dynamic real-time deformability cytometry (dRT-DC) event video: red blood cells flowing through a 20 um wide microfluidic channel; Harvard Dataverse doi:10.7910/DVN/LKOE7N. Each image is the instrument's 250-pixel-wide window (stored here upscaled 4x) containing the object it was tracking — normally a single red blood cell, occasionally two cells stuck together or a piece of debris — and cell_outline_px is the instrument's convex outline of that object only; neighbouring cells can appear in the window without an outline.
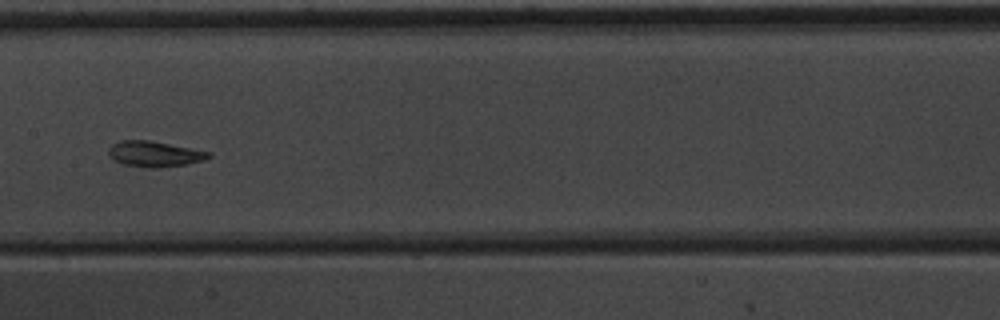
{"species": "common noctule bat (a hibernating species)", "species_latin": "Nyctalus noctula", "temperature_condition": "warm", "stored_images_in_passage": 40, "camera_frame_rate_fps": 3000, "um_per_image_px": 0.085, "animal": {"sex": "male", "body_mass_g": 20.1, "forearm_length_mm": 53.5}, "frame": {"image": 1, "passage_image": 29, "time_ms": 9.333, "image_size_px": [1000, 320], "cell_outline_px": [[212, 156], [204, 160], [188, 164], [156, 168], [148, 168], [124, 164], [116, 160], [108, 152], [108, 148], [112, 144], [120, 140], [148, 140], [212, 152]], "centroid_in_image_um": [13.17, 13.08], "position_along_channel_um": 194.2, "area_um2": 14.85}}